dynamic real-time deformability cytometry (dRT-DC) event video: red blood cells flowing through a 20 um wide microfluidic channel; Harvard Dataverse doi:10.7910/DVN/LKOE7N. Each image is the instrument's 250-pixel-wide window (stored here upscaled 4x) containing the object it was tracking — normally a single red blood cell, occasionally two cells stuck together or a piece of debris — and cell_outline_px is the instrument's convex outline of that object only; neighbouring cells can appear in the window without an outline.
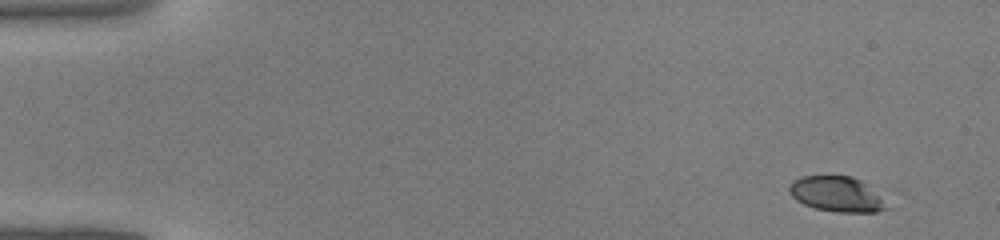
{"species": "common noctule bat (a hibernating species)", "species_latin": "Nyctalus noctula", "temperature_condition": "warm", "stored_images_in_passage": 40, "camera_frame_rate_fps": 3000, "um_per_image_px": 0.085, "animal": {"sex": "male", "body_mass_g": 19.0, "forearm_length_mm": 50.8}, "frame": {"image": 1, "passage_image": 1, "time_ms": 0.0, "image_size_px": [1000, 240], "cell_outline_px": [[888, 208], [876, 212], [836, 212], [816, 208], [804, 204], [796, 200], [788, 192], [788, 184], [792, 180], [800, 176], [852, 176], [860, 180], [880, 196]], "centroid_in_image_um": [71.05, 16.49], "position_along_channel_um": 13.9, "area_um2": 19.88}}
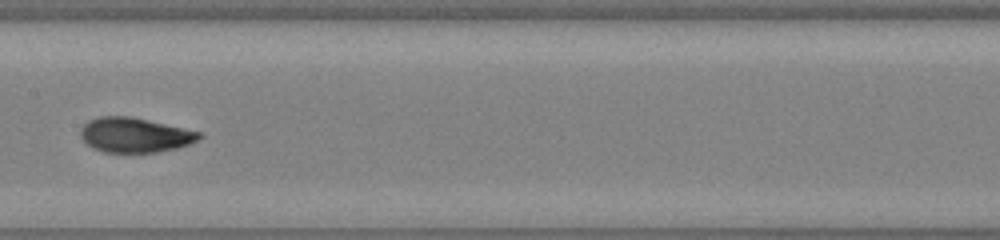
{"frame": {"image": 2, "passage_image": 21, "time_ms": 6.667, "image_size_px": [1000, 240], "cell_outline_px": [[204, 136], [188, 144], [176, 148], [156, 152], [104, 152], [88, 144], [80, 136], [80, 128], [88, 120], [100, 116], [128, 116], [200, 132]], "centroid_in_image_um": [11.42, 11.47], "position_along_channel_um": 196.0, "area_um2": 23.58}}
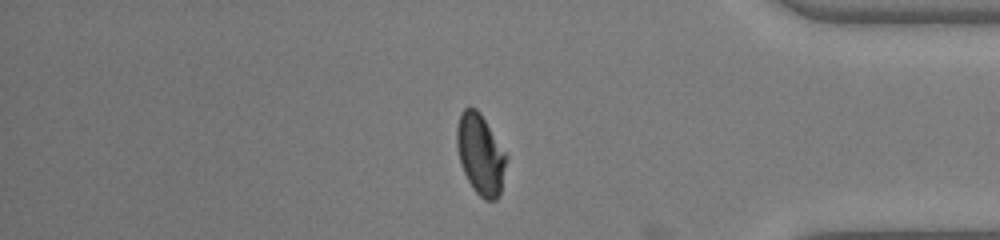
{"frame": {"image": 3, "passage_image": 35, "time_ms": 11.333, "image_size_px": [1000, 240], "cell_outline_px": [[508, 156], [500, 192], [496, 200], [484, 200], [472, 188], [464, 172], [460, 160], [456, 144], [456, 128], [460, 112], [468, 104], [476, 108], [480, 112]], "centroid_in_image_um": [40.83, 13.07], "position_along_channel_um": 394.4, "area_um2": 23.35}}